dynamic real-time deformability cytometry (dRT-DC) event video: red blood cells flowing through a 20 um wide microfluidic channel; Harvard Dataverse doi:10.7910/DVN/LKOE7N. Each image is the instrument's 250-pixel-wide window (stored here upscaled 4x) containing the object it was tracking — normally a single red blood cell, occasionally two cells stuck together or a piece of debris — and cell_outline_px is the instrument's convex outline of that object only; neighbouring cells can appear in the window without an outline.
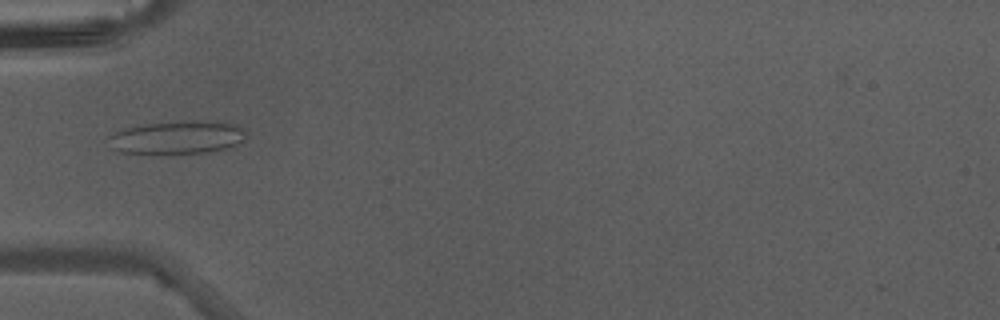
{"species": "Egyptian fruit bat (a non-hibernating species)", "species_latin": "Rousettus aegyptiacus", "temperature_condition": "warm", "stored_images_in_passage": 31, "camera_frame_rate_fps": 3000, "um_per_image_px": 0.085, "animal": {"sex": "male"}, "frame": {"image": 1, "passage_image": 1, "time_ms": 0.0, "image_size_px": [1000, 320], "cell_outline_px": [[244, 140], [236, 144], [224, 148], [204, 152], [120, 152], [112, 148], [108, 136], [112, 132], [144, 124], [192, 120], [224, 120], [236, 124], [244, 132]], "centroid_in_image_um": [15.09, 11.63], "position_along_channel_um": 69.9, "area_um2": 26.07}}
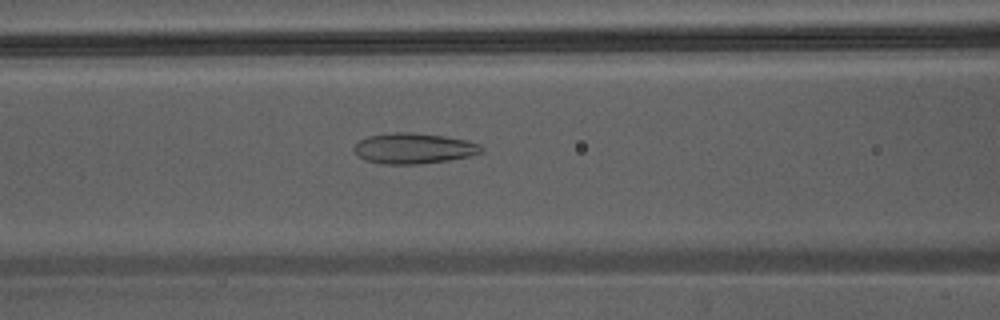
{"frame": {"image": 2, "passage_image": 5, "time_ms": 1.333, "image_size_px": [1000, 320], "cell_outline_px": [[484, 152], [472, 156], [448, 160], [420, 164], [380, 164], [364, 160], [352, 148], [360, 140], [368, 136], [392, 132], [408, 132], [444, 136], [464, 140], [480, 144], [484, 148]], "centroid_in_image_um": [35.18, 12.62], "position_along_channel_um": 131.4, "area_um2": 22.77}}
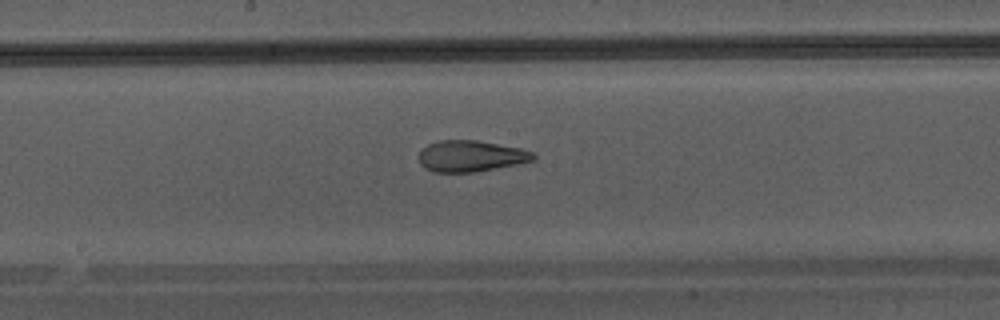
{"frame": {"image": 3, "passage_image": 10, "time_ms": 3.0, "image_size_px": [1000, 320], "cell_outline_px": [[536, 156], [532, 160], [516, 164], [476, 172], [432, 172], [424, 168], [420, 164], [420, 152], [428, 144], [440, 140], [476, 140], [520, 148], [532, 152]], "centroid_in_image_um": [39.99, 13.27], "position_along_channel_um": 208.2, "area_um2": 20.63}}